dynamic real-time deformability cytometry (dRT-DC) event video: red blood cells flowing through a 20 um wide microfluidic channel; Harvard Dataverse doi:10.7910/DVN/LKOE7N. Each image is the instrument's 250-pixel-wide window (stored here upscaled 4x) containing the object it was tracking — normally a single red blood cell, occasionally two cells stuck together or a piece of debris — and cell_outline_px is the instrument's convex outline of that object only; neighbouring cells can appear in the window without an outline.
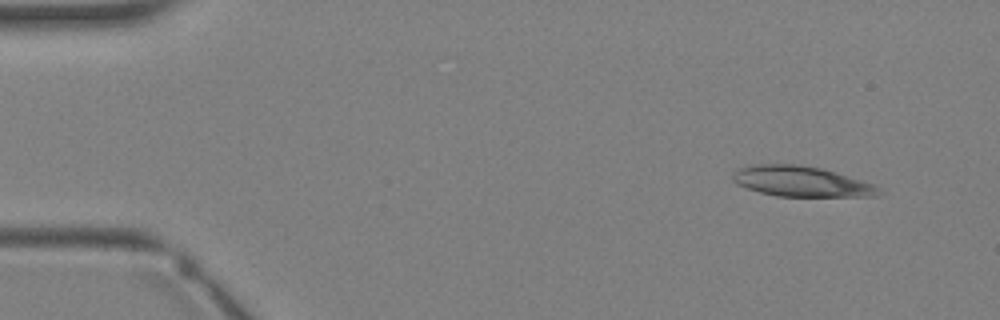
{"species": "Egyptian fruit bat (a non-hibernating species)", "species_latin": "Rousettus aegyptiacus", "temperature_condition": "warm", "stored_images_in_passage": 3, "camera_frame_rate_fps": 3000, "um_per_image_px": 0.085, "animal": {"sex": "female"}, "frame": {"image": 1, "passage_image": 1, "time_ms": 0.0, "image_size_px": [1000, 320], "cell_outline_px": [[884, 192], [876, 196], [776, 196], [760, 192], [736, 184], [732, 180], [732, 176], [740, 168], [752, 164], [800, 164], [820, 168], [872, 184], [880, 188]], "centroid_in_image_um": [68.08, 15.42], "position_along_channel_um": 16.9, "area_um2": 25.55}}
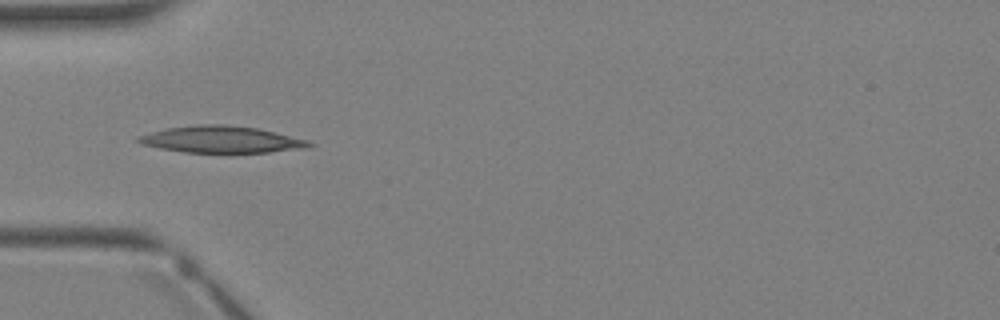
{"frame": {"image": 2, "passage_image": 3, "time_ms": 2.667, "image_size_px": [1000, 320], "cell_outline_px": [[316, 144], [308, 148], [268, 152], [184, 152], [160, 148], [140, 144], [136, 140], [136, 136], [168, 128], [196, 124], [224, 124], [260, 128], [308, 140]], "centroid_in_image_um": [18.85, 11.85], "position_along_channel_um": 66.2, "area_um2": 26.7}}